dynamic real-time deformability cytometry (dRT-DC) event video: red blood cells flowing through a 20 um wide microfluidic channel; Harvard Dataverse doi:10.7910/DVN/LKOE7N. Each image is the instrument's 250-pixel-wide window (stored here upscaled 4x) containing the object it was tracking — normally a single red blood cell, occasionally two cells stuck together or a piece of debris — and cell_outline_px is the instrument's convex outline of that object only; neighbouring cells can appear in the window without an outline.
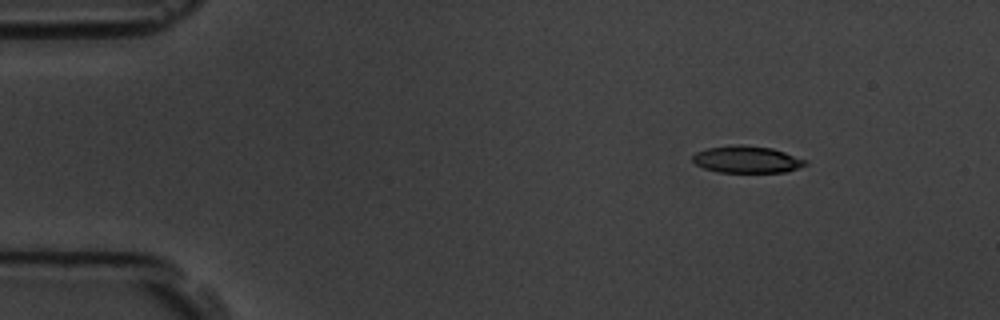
{"species": "common noctule bat (a hibernating species)", "species_latin": "Nyctalus noctula", "temperature_condition": "room temperature", "stored_images_in_passage": 11, "camera_frame_rate_fps": 3000, "um_per_image_px": 0.085, "animal": {"sex": "male", "body_mass_g": 19.5, "forearm_length_mm": 54.6}, "frame": {"image": 1, "passage_image": 2, "time_ms": 1.333, "image_size_px": [1000, 320], "cell_outline_px": [[808, 164], [800, 168], [788, 172], [716, 172], [704, 168], [696, 164], [692, 160], [692, 156], [696, 152], [704, 148], [736, 144], [744, 144], [772, 148], [808, 160]], "centroid_in_image_um": [63.49, 13.55], "position_along_channel_um": 21.5, "area_um2": 18.03}}
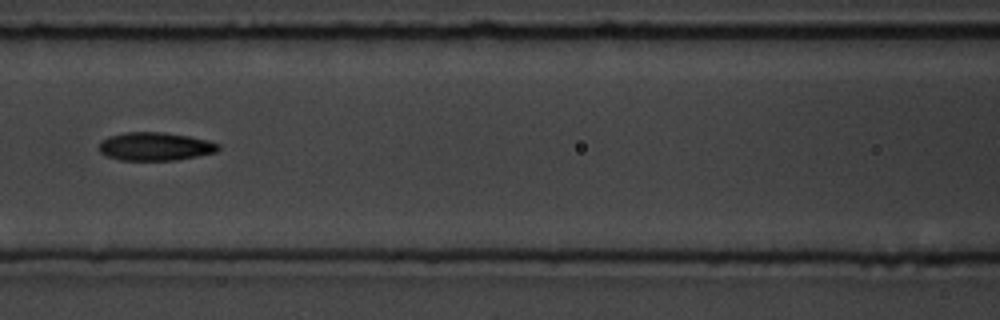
{"frame": {"image": 2, "passage_image": 7, "time_ms": 7.0, "image_size_px": [1000, 320], "cell_outline_px": [[220, 148], [216, 152], [176, 160], [120, 160], [108, 156], [100, 152], [100, 140], [108, 136], [128, 132], [164, 132], [188, 136], [208, 140], [220, 144]], "centroid_in_image_um": [13.19, 12.44], "position_along_channel_um": 153.4, "area_um2": 19.59}}
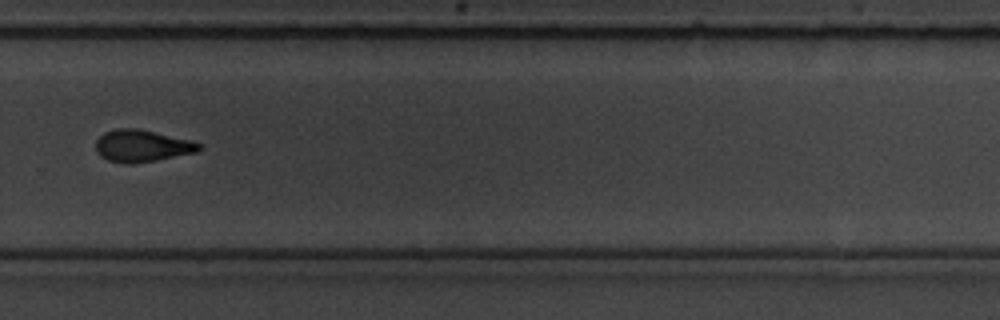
{"frame": {"image": 3, "passage_image": 11, "time_ms": 11.333, "image_size_px": [1000, 320], "cell_outline_px": [[204, 148], [196, 152], [136, 164], [124, 164], [108, 160], [100, 156], [96, 152], [96, 140], [104, 132], [116, 128], [136, 128], [192, 140], [200, 144]], "centroid_in_image_um": [12.05, 12.4], "position_along_channel_um": 317.7, "area_um2": 19.42}}